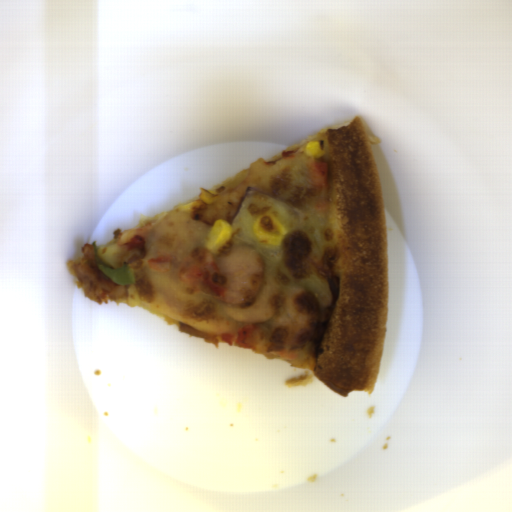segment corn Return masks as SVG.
Masks as SVG:
<instances>
[{"label":"corn","mask_w":512,"mask_h":512,"mask_svg":"<svg viewBox=\"0 0 512 512\" xmlns=\"http://www.w3.org/2000/svg\"><path fill=\"white\" fill-rule=\"evenodd\" d=\"M253 231L256 237L270 245H282L288 236V230L272 213H264L255 222Z\"/></svg>","instance_id":"51d56268"},{"label":"corn","mask_w":512,"mask_h":512,"mask_svg":"<svg viewBox=\"0 0 512 512\" xmlns=\"http://www.w3.org/2000/svg\"><path fill=\"white\" fill-rule=\"evenodd\" d=\"M324 151L322 149L321 142L311 141L307 143L305 147V155L311 159H317L321 155H323Z\"/></svg>","instance_id":"cfcad685"},{"label":"corn","mask_w":512,"mask_h":512,"mask_svg":"<svg viewBox=\"0 0 512 512\" xmlns=\"http://www.w3.org/2000/svg\"><path fill=\"white\" fill-rule=\"evenodd\" d=\"M232 230L229 222L218 218L208 233L205 247L210 251H219L231 237Z\"/></svg>","instance_id":"f1292c28"},{"label":"corn","mask_w":512,"mask_h":512,"mask_svg":"<svg viewBox=\"0 0 512 512\" xmlns=\"http://www.w3.org/2000/svg\"><path fill=\"white\" fill-rule=\"evenodd\" d=\"M216 190H204L200 193L196 201L181 206L182 212H200L206 206L213 203L216 199Z\"/></svg>","instance_id":"5cfa1b94"}]
</instances>
